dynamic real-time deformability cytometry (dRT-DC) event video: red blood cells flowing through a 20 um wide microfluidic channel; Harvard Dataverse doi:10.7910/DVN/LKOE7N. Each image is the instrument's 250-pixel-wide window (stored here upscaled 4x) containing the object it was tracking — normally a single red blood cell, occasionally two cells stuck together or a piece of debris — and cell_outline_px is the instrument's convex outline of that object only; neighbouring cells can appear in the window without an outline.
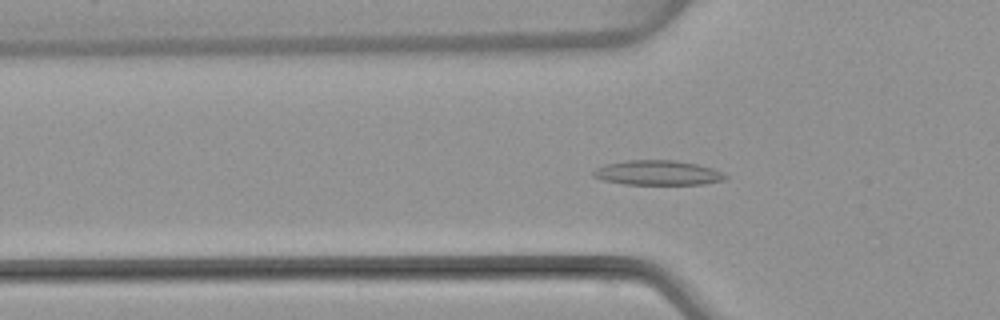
{"species": "common noctule bat (a hibernating species)", "species_latin": "Nyctalus noctula", "temperature_condition": "warm", "stored_images_in_passage": 26, "camera_frame_rate_fps": 3000, "um_per_image_px": 0.085, "animal": {"sex": "female", "body_mass_g": 22.7, "forearm_length_mm": 54.2}, "frame": {"image": 1, "passage_image": 17, "time_ms": 5.333, "image_size_px": [1000, 320], "cell_outline_px": [[728, 176], [724, 180], [704, 184], [624, 184], [604, 180], [592, 176], [592, 172], [596, 168], [604, 164], [628, 160], [676, 160], [696, 164], [712, 168]], "centroid_in_image_um": [55.88, 14.68], "position_along_channel_um": 69.9, "area_um2": 18.96}}
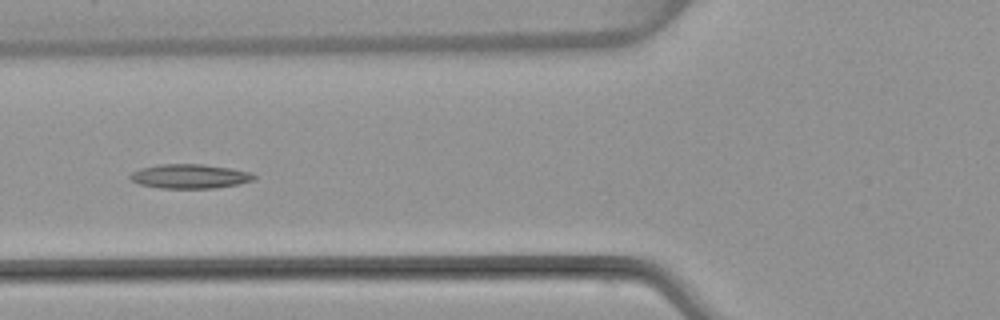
{"frame": {"image": 2, "passage_image": 20, "time_ms": 6.333, "image_size_px": [1000, 320], "cell_outline_px": [[256, 176], [252, 180], [240, 184], [212, 188], [160, 188], [140, 184], [132, 180], [128, 176], [132, 172], [140, 168], [160, 164], [200, 164], [232, 168], [252, 172]], "centroid_in_image_um": [16.14, 14.98], "position_along_channel_um": 109.7, "area_um2": 17.51}}
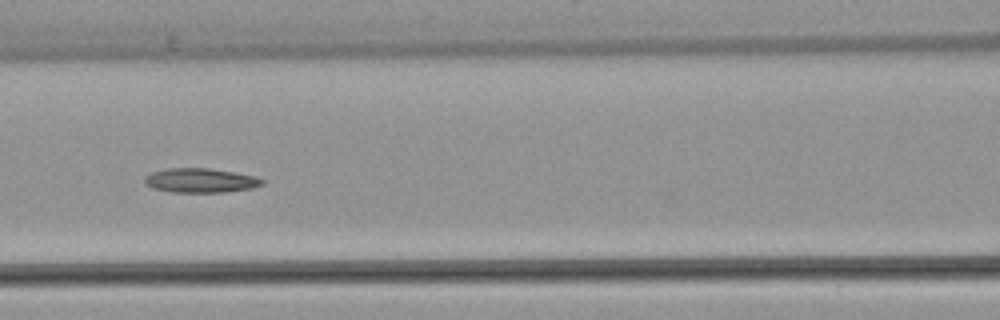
{"frame": {"image": 3, "passage_image": 23, "time_ms": 7.333, "image_size_px": [1000, 320], "cell_outline_px": [[264, 184], [252, 188], [224, 192], [172, 192], [152, 188], [144, 184], [144, 176], [152, 172], [164, 168], [208, 168], [256, 176], [264, 180]], "centroid_in_image_um": [17.01, 15.33], "position_along_channel_um": 149.6, "area_um2": 16.76}}